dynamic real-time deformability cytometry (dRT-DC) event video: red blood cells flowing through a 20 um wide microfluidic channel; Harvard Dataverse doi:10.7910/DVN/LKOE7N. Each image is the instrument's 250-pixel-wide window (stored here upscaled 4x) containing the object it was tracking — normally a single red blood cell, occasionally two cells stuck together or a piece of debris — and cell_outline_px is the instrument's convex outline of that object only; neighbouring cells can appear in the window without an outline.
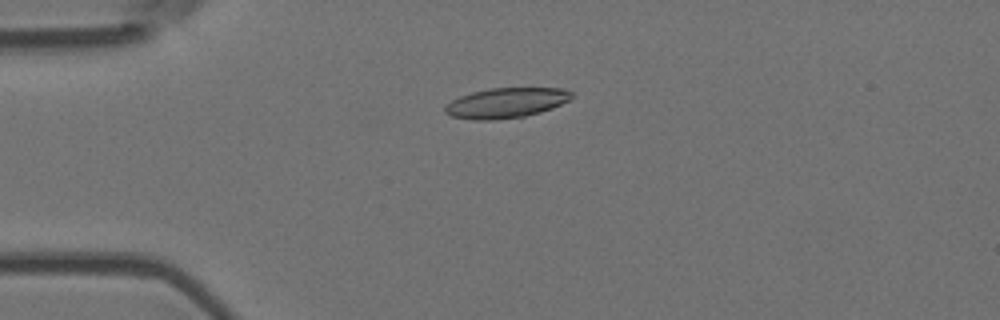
{"species": "Egyptian fruit bat (a non-hibernating species)", "species_latin": "Rousettus aegyptiacus", "temperature_condition": "room temperature", "stored_images_in_passage": 5, "camera_frame_rate_fps": 3000, "um_per_image_px": 0.085, "animal": {"sex": "female"}, "frame": {"image": 1, "passage_image": 4, "time_ms": 1.0, "image_size_px": [1000, 320], "cell_outline_px": [[576, 96], [552, 108], [540, 112], [524, 116], [492, 120], [472, 120], [452, 116], [444, 112], [444, 108], [452, 100], [460, 96], [472, 92], [492, 88], [564, 88], [572, 92]], "centroid_in_image_um": [43.04, 8.74], "position_along_channel_um": 42.0, "area_um2": 22.14}}